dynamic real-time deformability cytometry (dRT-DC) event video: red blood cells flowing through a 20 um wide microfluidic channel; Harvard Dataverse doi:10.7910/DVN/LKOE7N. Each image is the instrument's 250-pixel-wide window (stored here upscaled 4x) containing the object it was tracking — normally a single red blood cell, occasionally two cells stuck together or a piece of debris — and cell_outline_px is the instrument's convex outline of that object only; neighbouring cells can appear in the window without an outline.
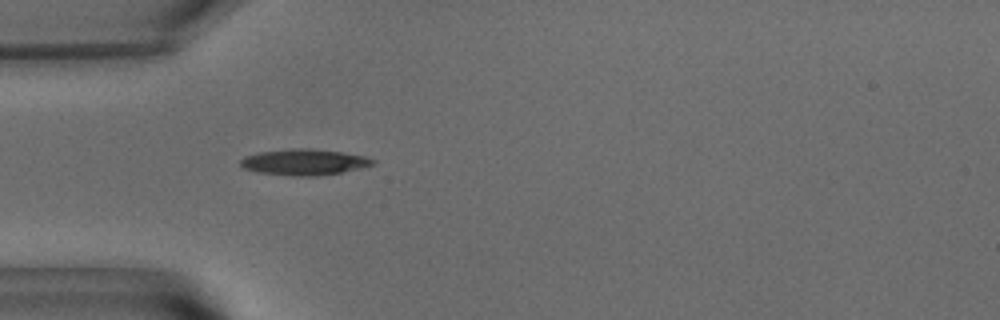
{"species": "common noctule bat (a hibernating species)", "species_latin": "Nyctalus noctula", "temperature_condition": "warm", "stored_images_in_passage": 17, "camera_frame_rate_fps": 3000, "um_per_image_px": 0.085, "animal": {"sex": "male", "body_mass_g": 15.6}, "frame": {"image": 1, "passage_image": 1, "time_ms": 0.0, "image_size_px": [1000, 320], "cell_outline_px": [[376, 164], [360, 168], [340, 172], [316, 176], [292, 176], [256, 172], [244, 168], [240, 164], [240, 160], [244, 156], [260, 152], [292, 148], [312, 148], [344, 152], [368, 156], [376, 160]], "centroid_in_image_um": [25.89, 13.77], "position_along_channel_um": 59.1, "area_um2": 20.29}}
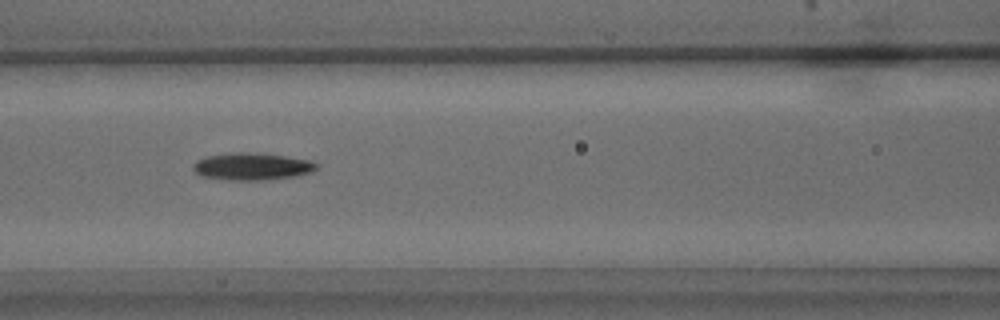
{"frame": {"image": 2, "passage_image": 8, "time_ms": 2.333, "image_size_px": [1000, 320], "cell_outline_px": [[316, 168], [312, 172], [296, 176], [264, 180], [232, 180], [200, 176], [192, 168], [192, 164], [196, 160], [208, 156], [232, 152], [248, 152], [284, 156], [312, 160], [316, 164]], "centroid_in_image_um": [21.4, 14.15], "position_along_channel_um": 145.2, "area_um2": 19.54}}